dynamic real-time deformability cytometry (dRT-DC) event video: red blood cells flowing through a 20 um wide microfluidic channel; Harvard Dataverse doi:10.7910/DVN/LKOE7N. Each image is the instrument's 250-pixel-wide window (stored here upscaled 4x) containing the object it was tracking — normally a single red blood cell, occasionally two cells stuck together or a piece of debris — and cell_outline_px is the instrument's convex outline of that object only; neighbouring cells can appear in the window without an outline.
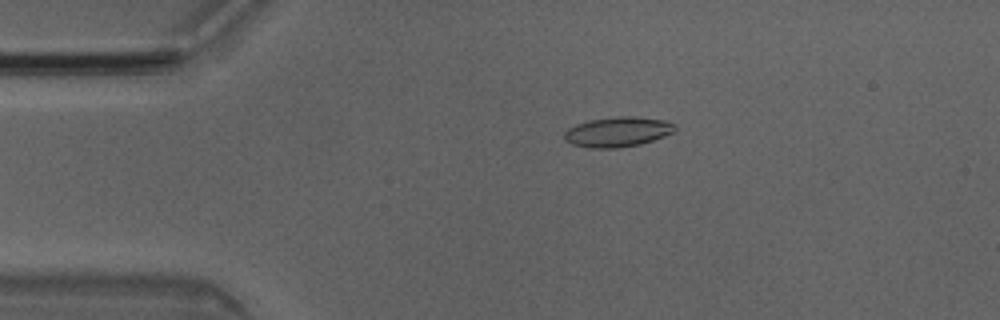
{"species": "Egyptian fruit bat (a non-hibernating species)", "species_latin": "Rousettus aegyptiacus", "temperature_condition": "room temperature", "stored_images_in_passage": 3, "camera_frame_rate_fps": 3000, "um_per_image_px": 0.085, "animal": {"sex": "male"}, "frame": {"image": 1, "passage_image": 1, "time_ms": 0.0, "image_size_px": [1000, 320], "cell_outline_px": [[676, 128], [672, 132], [664, 136], [640, 144], [616, 148], [592, 148], [572, 144], [564, 140], [564, 132], [568, 128], [576, 124], [588, 120], [620, 116], [636, 116], [664, 120], [676, 124]], "centroid_in_image_um": [52.48, 11.2], "position_along_channel_um": 32.5, "area_um2": 19.31}}
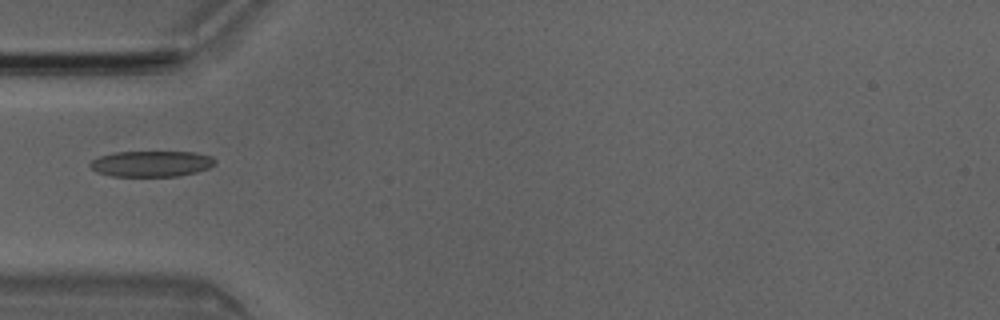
{"frame": {"image": 2, "passage_image": 3, "time_ms": 0.667, "image_size_px": [1000, 320], "cell_outline_px": [[216, 164], [208, 168], [196, 172], [176, 176], [112, 176], [96, 172], [88, 164], [92, 160], [100, 156], [112, 152], [196, 152], [212, 156], [216, 160]], "centroid_in_image_um": [12.88, 13.91], "position_along_channel_um": 72.1, "area_um2": 18.9}}